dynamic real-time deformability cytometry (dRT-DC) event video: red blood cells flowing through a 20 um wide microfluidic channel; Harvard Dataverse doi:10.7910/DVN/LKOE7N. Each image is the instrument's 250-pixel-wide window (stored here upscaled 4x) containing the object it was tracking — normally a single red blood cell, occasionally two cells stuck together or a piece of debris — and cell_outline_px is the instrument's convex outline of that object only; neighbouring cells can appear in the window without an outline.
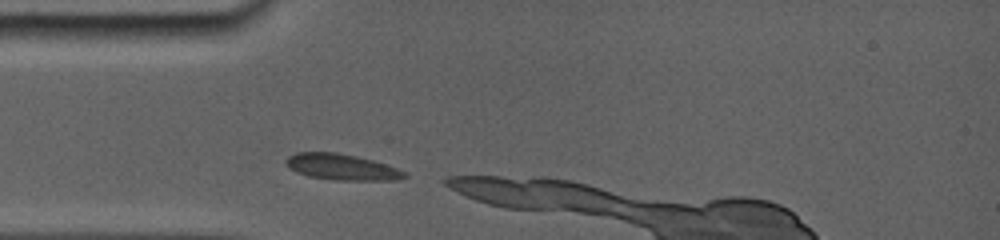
{"species": "common noctule bat (a hibernating species)", "species_latin": "Nyctalus noctula", "temperature_condition": "room temperature", "stored_images_in_passage": 5, "camera_frame_rate_fps": 5000, "um_per_image_px": 0.085, "animal": {"sex": "female", "body_mass_g": 19.0, "forearm_length_mm": 56.7}, "frame": {"image": 1, "passage_image": 1, "time_ms": 0.0, "image_size_px": [1000, 240], "cell_outline_px": [[408, 176], [396, 180], [336, 180], [308, 176], [296, 172], [288, 168], [284, 160], [288, 156], [296, 152], [332, 152], [356, 156], [372, 160], [396, 168], [404, 172]], "centroid_in_image_um": [28.98, 14.19], "position_along_channel_um": 56.0, "area_um2": 17.86}}